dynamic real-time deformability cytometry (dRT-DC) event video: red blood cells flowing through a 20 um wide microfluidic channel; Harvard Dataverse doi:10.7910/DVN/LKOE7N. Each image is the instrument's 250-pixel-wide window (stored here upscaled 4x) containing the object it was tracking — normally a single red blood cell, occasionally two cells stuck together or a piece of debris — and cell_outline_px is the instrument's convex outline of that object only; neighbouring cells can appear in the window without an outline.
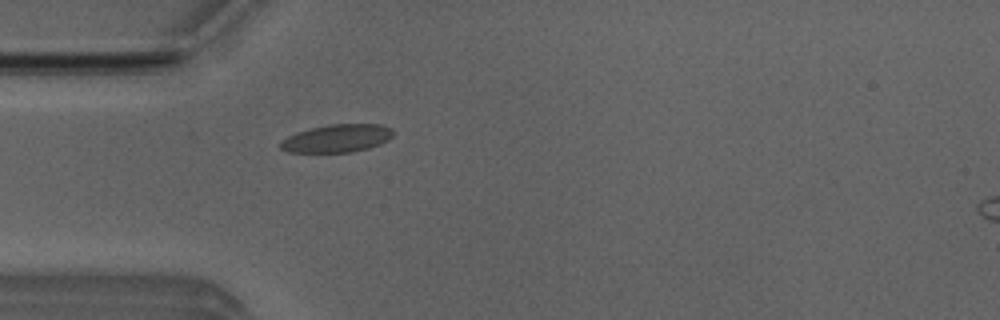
{"species": "Egyptian fruit bat (a non-hibernating species)", "species_latin": "Rousettus aegyptiacus", "temperature_condition": "room temperature", "stored_images_in_passage": 32, "camera_frame_rate_fps": 3000, "um_per_image_px": 0.085, "animal": {"sex": "male"}, "frame": {"image": 1, "passage_image": 15, "time_ms": 4.667, "image_size_px": [1000, 320], "cell_outline_px": [[396, 132], [388, 140], [380, 144], [368, 148], [352, 152], [288, 152], [280, 148], [280, 140], [296, 132], [312, 128], [332, 124], [380, 124], [392, 128]], "centroid_in_image_um": [28.67, 11.76], "position_along_channel_um": 56.3, "area_um2": 18.38}}
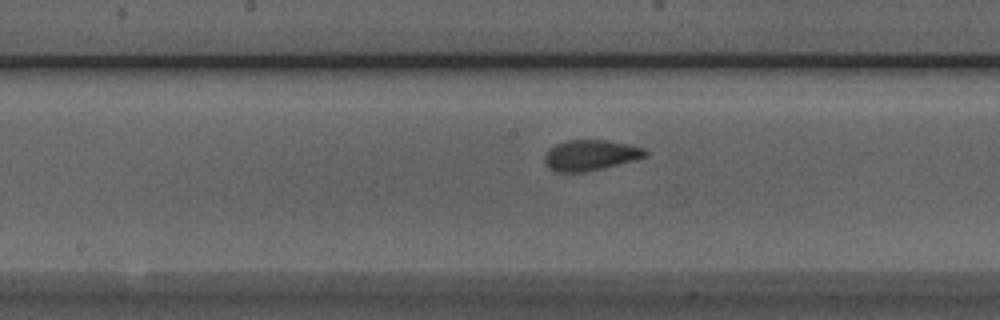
{"frame": {"image": 2, "passage_image": 26, "time_ms": 8.333, "image_size_px": [1000, 320], "cell_outline_px": [[648, 156], [636, 160], [584, 172], [556, 172], [548, 168], [544, 164], [544, 156], [548, 148], [556, 144], [568, 140], [604, 140], [628, 144], [644, 148], [648, 152]], "centroid_in_image_um": [50.16, 13.19], "position_along_channel_um": 198.0, "area_um2": 18.09}}
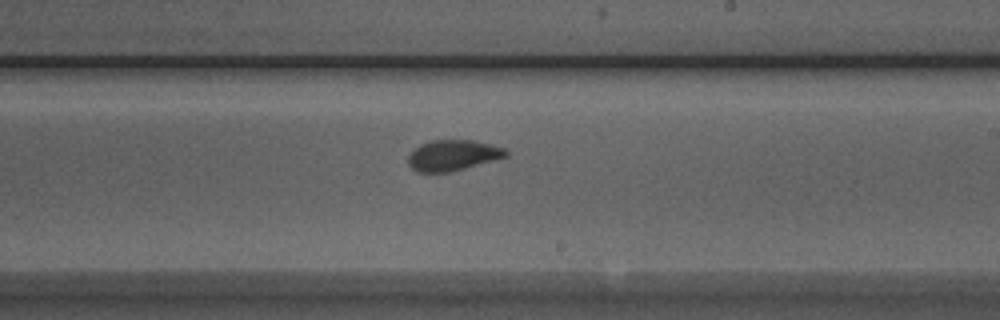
{"frame": {"image": 3, "passage_image": 30, "time_ms": 9.667, "image_size_px": [1000, 320], "cell_outline_px": [[508, 156], [464, 168], [448, 172], [416, 172], [408, 164], [408, 156], [420, 144], [432, 140], [472, 140], [504, 148], [508, 152]], "centroid_in_image_um": [38.47, 13.2], "position_along_channel_um": 250.5, "area_um2": 17.22}}